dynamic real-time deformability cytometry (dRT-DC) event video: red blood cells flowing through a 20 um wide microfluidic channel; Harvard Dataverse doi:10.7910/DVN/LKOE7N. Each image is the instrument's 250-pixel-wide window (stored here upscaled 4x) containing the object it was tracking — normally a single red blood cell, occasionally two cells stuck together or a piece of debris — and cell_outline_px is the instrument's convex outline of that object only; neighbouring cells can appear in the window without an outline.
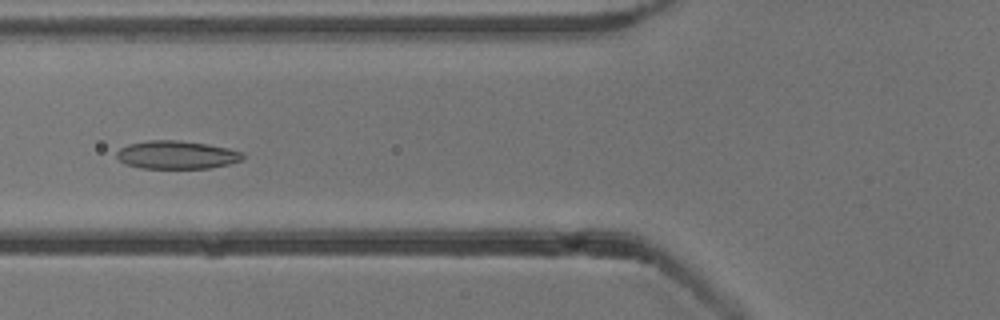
{"species": "common noctule bat (a hibernating species)", "species_latin": "Nyctalus noctula", "temperature_condition": "cold", "stored_images_in_passage": 53, "camera_frame_rate_fps": 3000, "um_per_image_px": 0.085, "animal": {"sex": "male", "body_mass_g": 13.3}, "frame": {"image": 1, "passage_image": 20, "time_ms": 6.333, "image_size_px": [1000, 320], "cell_outline_px": [[244, 160], [212, 168], [140, 168], [124, 164], [116, 156], [116, 152], [120, 148], [128, 144], [148, 140], [176, 140], [208, 144], [228, 148], [244, 152]], "centroid_in_image_um": [15.03, 13.16], "position_along_channel_um": 110.8, "area_um2": 20.87}}
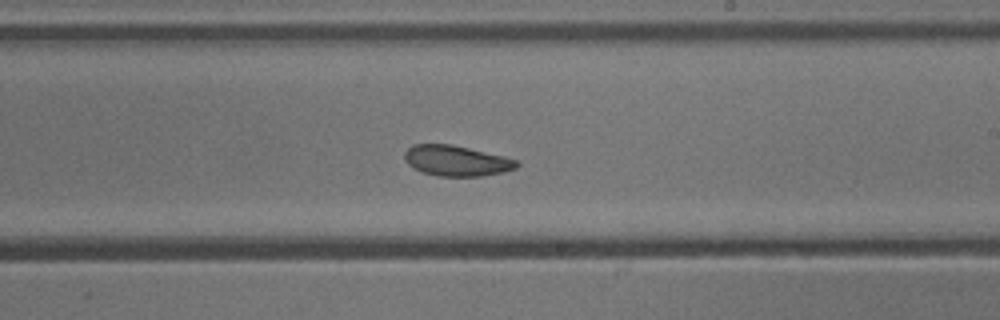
{"frame": {"image": 2, "passage_image": 31, "time_ms": 10.0, "image_size_px": [1000, 320], "cell_outline_px": [[520, 164], [516, 168], [504, 172], [480, 176], [436, 176], [412, 168], [404, 160], [404, 152], [412, 144], [452, 144], [504, 156], [520, 160]], "centroid_in_image_um": [38.8, 13.66], "position_along_channel_um": 250.2, "area_um2": 20.17}}
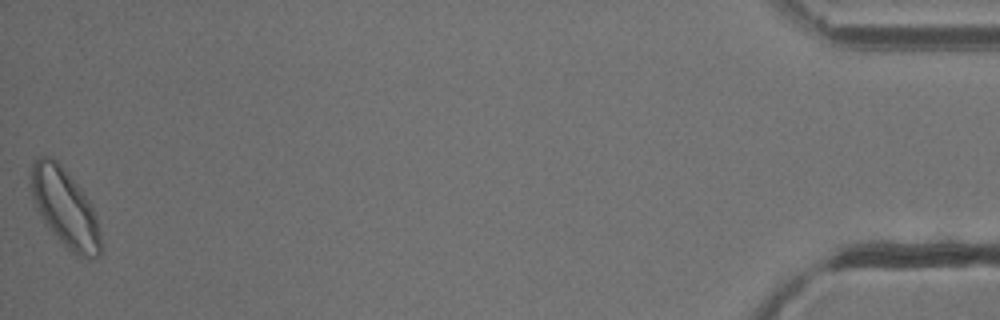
{"frame": {"image": 3, "passage_image": 53, "time_ms": 17.333, "image_size_px": [1000, 320], "cell_outline_px": [[100, 256], [88, 260], [76, 256], [44, 224], [36, 212], [32, 204], [28, 184], [32, 160], [36, 156], [48, 156], [56, 160], [68, 172], [80, 188], [88, 200], [96, 216], [100, 236]], "centroid_in_image_um": [5.44, 17.64], "position_along_channel_um": 429.8, "area_um2": 32.48}, "authors_computed_cell_mechanics": {"area_um2": 22.1374, "velocity_mm_per_s": 3.7929, "shape_relaxation_time_tau1_ms": 4.836, "shape_relaxation_time_tau2_ms": null, "deformation_change_tau1": 0.0951, "deformation_change_tau2": null}}